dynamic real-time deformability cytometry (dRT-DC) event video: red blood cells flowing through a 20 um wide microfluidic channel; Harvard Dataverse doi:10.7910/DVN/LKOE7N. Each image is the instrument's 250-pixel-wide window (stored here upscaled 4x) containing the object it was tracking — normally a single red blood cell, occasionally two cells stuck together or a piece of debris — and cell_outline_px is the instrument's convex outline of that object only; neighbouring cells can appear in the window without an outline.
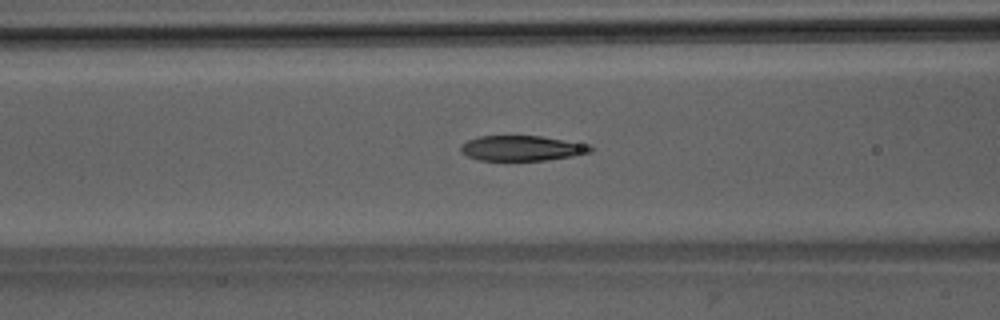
{"species": "Egyptian fruit bat (a non-hibernating species)", "species_latin": "Rousettus aegyptiacus", "temperature_condition": "room temperature", "stored_images_in_passage": 35, "camera_frame_rate_fps": 3000, "um_per_image_px": 0.085, "animal": {"sex": "male"}, "frame": {"image": 1, "passage_image": 5, "time_ms": 1.333, "image_size_px": [1000, 320], "cell_outline_px": [[596, 148], [592, 152], [572, 156], [544, 160], [480, 160], [468, 156], [460, 152], [460, 144], [468, 140], [480, 136], [540, 136], [592, 144]], "centroid_in_image_um": [44.41, 12.59], "position_along_channel_um": 122.2, "area_um2": 19.19}}
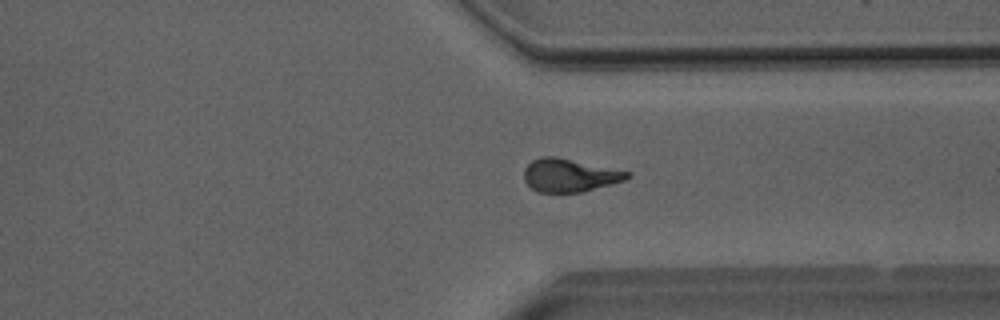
{"frame": {"image": 2, "passage_image": 23, "time_ms": 7.333, "image_size_px": [1000, 320], "cell_outline_px": [[632, 176], [624, 180], [612, 184], [580, 192], [536, 192], [524, 180], [524, 168], [532, 160], [540, 156], [556, 156], [632, 172]], "centroid_in_image_um": [48.41, 14.88], "position_along_channel_um": 363.0, "area_um2": 20.0}}
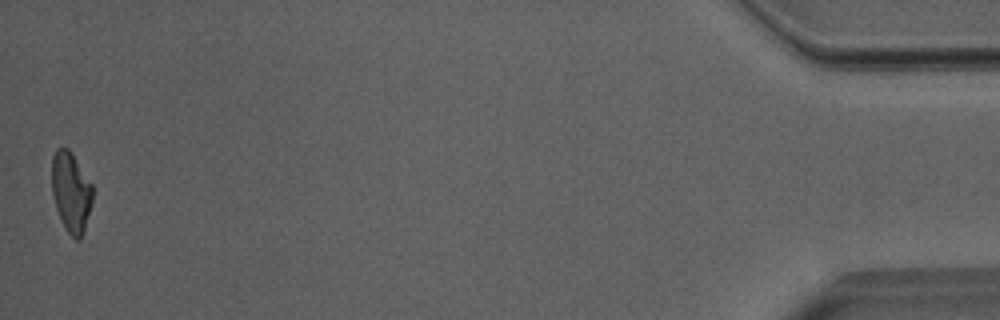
{"frame": {"image": 3, "passage_image": 35, "time_ms": 11.333, "image_size_px": [1000, 320], "cell_outline_px": [[92, 200], [84, 232], [80, 240], [76, 240], [64, 228], [60, 220], [56, 208], [52, 192], [52, 156], [56, 148], [68, 148], [92, 184]], "centroid_in_image_um": [6.02, 16.35], "position_along_channel_um": 429.2, "area_um2": 18.96}, "authors_computed_cell_mechanics": {"area_um2": 19.7676, "velocity_mm_per_s": 4.0113, "shape_relaxation_time_tau1_ms": 5.0818, "shape_relaxation_time_tau2_ms": 1.7119, "deformation_change_tau1": 0.1975, "deformation_change_tau2": 0.0848}}